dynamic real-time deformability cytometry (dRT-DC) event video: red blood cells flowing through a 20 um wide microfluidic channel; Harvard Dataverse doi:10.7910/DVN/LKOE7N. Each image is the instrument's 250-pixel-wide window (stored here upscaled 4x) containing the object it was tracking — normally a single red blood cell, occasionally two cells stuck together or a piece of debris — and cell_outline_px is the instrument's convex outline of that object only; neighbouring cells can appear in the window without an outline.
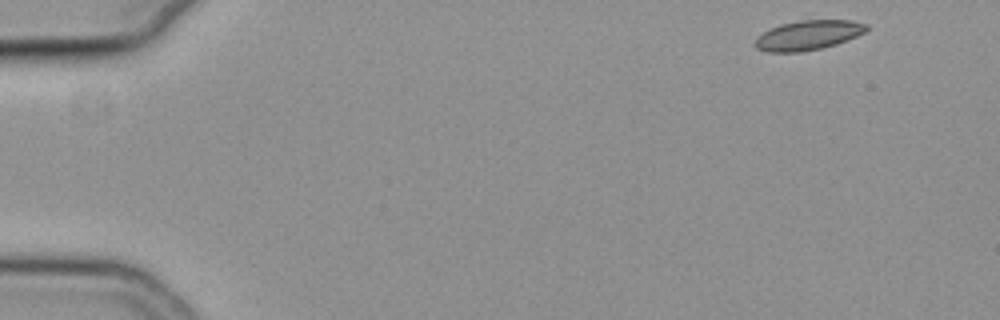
{"species": "common noctule bat (a hibernating species)", "species_latin": "Nyctalus noctula", "temperature_condition": "cold", "stored_images_in_passage": 52, "camera_frame_rate_fps": 3000, "um_per_image_px": 0.085, "animal": {"sex": "female", "body_mass_g": 19.3, "forearm_length_mm": 54.1}, "frame": {"image": 1, "passage_image": 1, "time_ms": 0.0, "image_size_px": [1000, 320], "cell_outline_px": [[868, 28], [864, 32], [848, 40], [836, 44], [820, 48], [800, 52], [768, 52], [756, 48], [752, 44], [756, 36], [780, 24], [800, 20], [852, 20], [868, 24]], "centroid_in_image_um": [68.67, 2.99], "position_along_channel_um": 16.3, "area_um2": 19.31}}
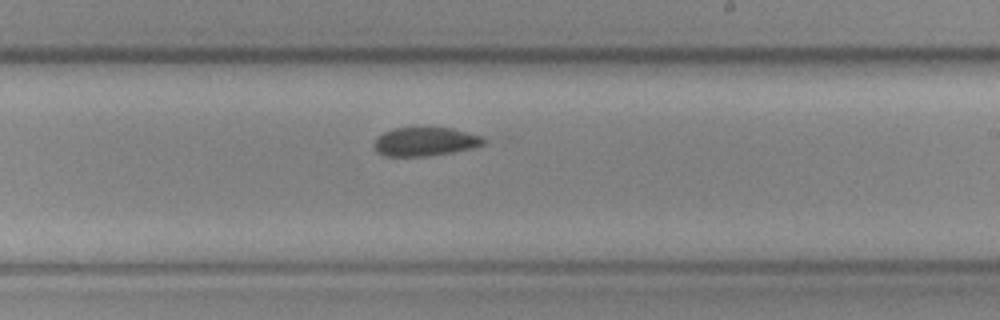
{"frame": {"image": 2, "passage_image": 30, "time_ms": 9.667, "image_size_px": [1000, 320], "cell_outline_px": [[484, 144], [472, 148], [452, 152], [424, 156], [384, 156], [376, 152], [372, 148], [372, 144], [376, 136], [392, 128], [420, 124], [452, 128], [480, 136], [484, 140]], "centroid_in_image_um": [36.02, 11.98], "position_along_channel_um": 253.0, "area_um2": 19.19}}
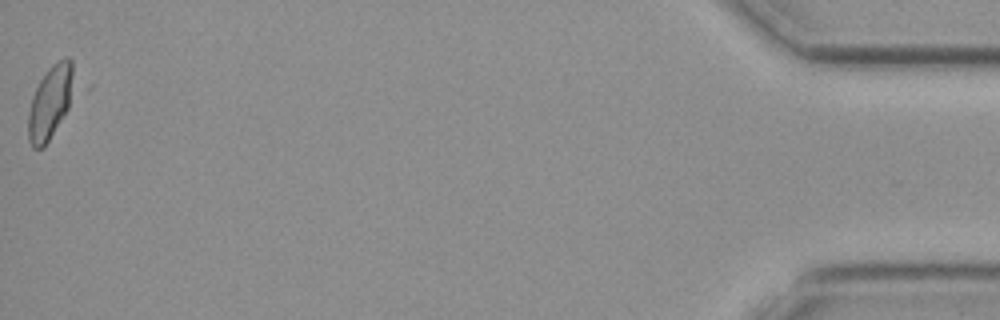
{"frame": {"image": 3, "passage_image": 52, "time_ms": 17.0, "image_size_px": [1000, 320], "cell_outline_px": [[80, 84], [68, 108], [44, 148], [32, 148], [28, 140], [28, 112], [32, 96], [40, 80], [48, 68], [52, 64], [68, 56], [72, 60]], "centroid_in_image_um": [4.36, 8.61], "position_along_channel_um": 430.8, "area_um2": 20.46}, "authors_computed_cell_mechanics": {"area_um2": 19.7098, "velocity_mm_per_s": 3.7579, "shape_relaxation_time_tau1_ms": 9.3024, "shape_relaxation_time_tau2_ms": 1.4933, "deformation_change_tau1": 0.1327, "deformation_change_tau2": 0.0427}}